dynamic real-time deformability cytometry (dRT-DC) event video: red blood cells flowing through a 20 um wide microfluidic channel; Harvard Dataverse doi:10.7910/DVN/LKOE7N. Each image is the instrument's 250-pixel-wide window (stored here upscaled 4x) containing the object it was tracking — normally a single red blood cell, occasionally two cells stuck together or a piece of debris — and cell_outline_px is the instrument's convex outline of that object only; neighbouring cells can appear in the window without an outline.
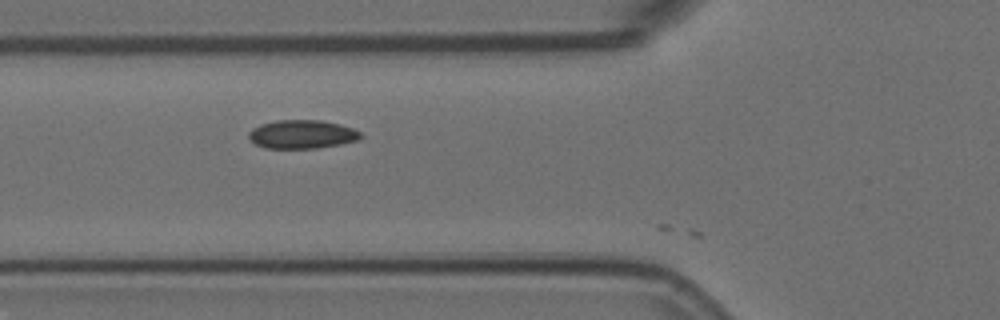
{"species": "Egyptian fruit bat (a non-hibernating species)", "species_latin": "Rousettus aegyptiacus", "temperature_condition": "room temperature", "stored_images_in_passage": 6, "camera_frame_rate_fps": 3000, "um_per_image_px": 0.085, "animal": {"sex": "female"}, "frame": {"image": 1, "passage_image": 3, "time_ms": 0.667, "image_size_px": [1000, 320], "cell_outline_px": [[364, 136], [356, 140], [340, 144], [316, 148], [264, 148], [256, 144], [248, 136], [248, 132], [252, 128], [260, 124], [276, 120], [320, 120], [340, 124], [352, 128], [360, 132]], "centroid_in_image_um": [25.66, 11.41], "position_along_channel_um": 100.1, "area_um2": 18.61}}